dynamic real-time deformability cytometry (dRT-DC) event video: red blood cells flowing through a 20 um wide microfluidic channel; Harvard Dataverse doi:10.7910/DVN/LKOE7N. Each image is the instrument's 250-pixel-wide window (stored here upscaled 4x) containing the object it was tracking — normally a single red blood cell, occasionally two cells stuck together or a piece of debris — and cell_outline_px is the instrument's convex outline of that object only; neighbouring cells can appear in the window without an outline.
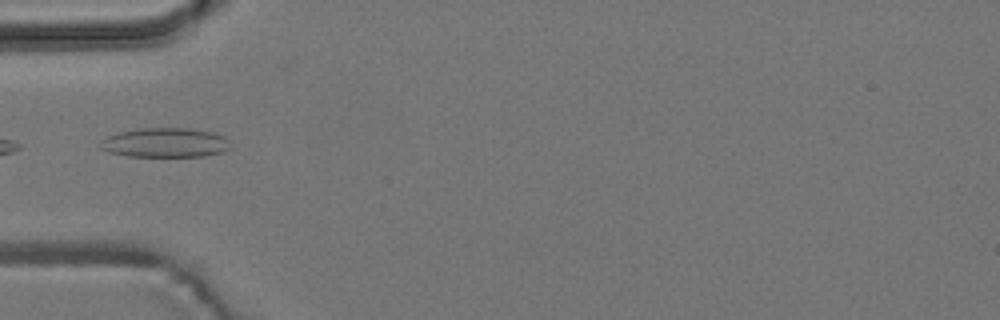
{"species": "common noctule bat (a hibernating species)", "species_latin": "Nyctalus noctula", "temperature_condition": "room temperature", "stored_images_in_passage": 6, "camera_frame_rate_fps": 3000, "um_per_image_px": 0.085, "animal": {"sex": "male", "body_mass_g": 19.2, "forearm_length_mm": 51.8}, "frame": {"image": 1, "passage_image": 1, "time_ms": 0.0, "image_size_px": [1000, 320], "cell_outline_px": [[232, 148], [224, 152], [204, 156], [128, 156], [108, 152], [100, 148], [100, 140], [108, 136], [120, 132], [136, 128], [188, 128], [212, 132], [224, 136], [228, 140]], "centroid_in_image_um": [14.05, 12.12], "position_along_channel_um": 70.9, "area_um2": 22.48}}